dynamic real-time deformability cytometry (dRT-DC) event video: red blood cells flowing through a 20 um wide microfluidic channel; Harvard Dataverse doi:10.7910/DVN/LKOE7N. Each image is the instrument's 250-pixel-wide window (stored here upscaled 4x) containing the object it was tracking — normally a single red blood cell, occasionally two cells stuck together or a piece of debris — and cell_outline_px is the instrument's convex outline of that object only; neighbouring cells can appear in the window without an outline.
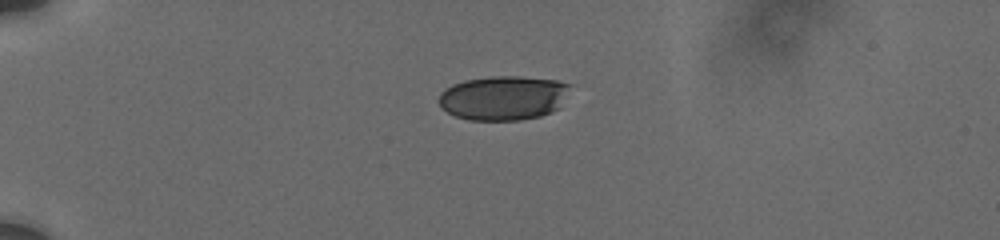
{"species": "human", "species_latin": "Homo sapiens", "temperature_condition": "cold", "stored_images_in_passage": 36, "camera_frame_rate_fps": 3000, "um_per_image_px": 0.085, "donor": {"sex": "male"}, "frame": {"image": 1, "passage_image": 1, "time_ms": 0.0, "image_size_px": [1000, 240], "cell_outline_px": [[572, 84], [560, 108], [540, 116], [520, 120], [468, 120], [456, 116], [448, 112], [440, 104], [440, 92], [452, 84], [464, 80], [492, 76], [516, 76], [556, 80]], "centroid_in_image_um": [42.82, 8.31], "position_along_channel_um": 42.2, "area_um2": 33.99}}
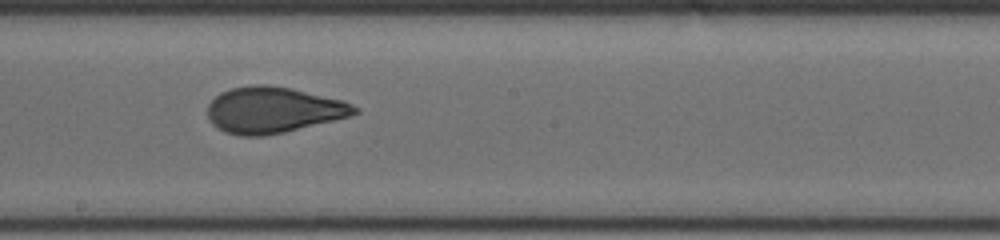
{"frame": {"image": 2, "passage_image": 15, "time_ms": 6.333, "image_size_px": [1000, 240], "cell_outline_px": [[360, 112], [352, 116], [284, 132], [264, 136], [240, 136], [224, 132], [212, 124], [208, 116], [208, 104], [220, 92], [232, 88], [252, 84], [268, 84], [292, 88], [344, 100], [360, 108]], "centroid_in_image_um": [23.25, 9.34], "position_along_channel_um": 225.0, "area_um2": 39.82}}
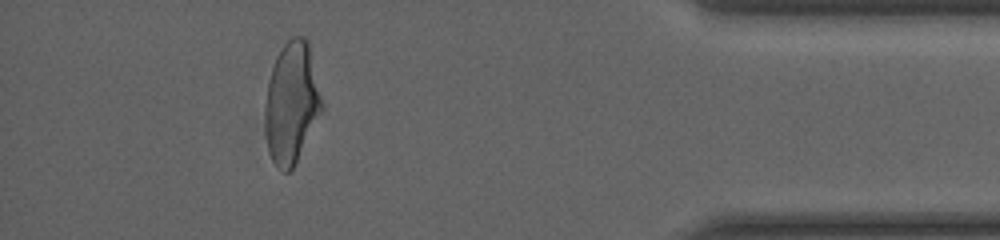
{"frame": {"image": 3, "passage_image": 31, "time_ms": 12.333, "image_size_px": [1000, 240], "cell_outline_px": [[324, 108], [292, 168], [288, 172], [284, 172], [272, 160], [268, 152], [264, 128], [264, 108], [268, 80], [276, 56], [284, 44], [292, 36], [304, 36], [308, 40], [324, 104]], "centroid_in_image_um": [24.78, 8.71], "position_along_channel_um": 410.4, "area_um2": 40.34}, "authors_computed_cell_mechanics": {"area_um2": 39.1017, "velocity_mm_per_s": 3.732, "shape_relaxation_time_tau1_ms": 7.306, "shape_relaxation_time_tau2_ms": null, "deformation_change_tau1": 0.2019, "deformation_change_tau2": null}}